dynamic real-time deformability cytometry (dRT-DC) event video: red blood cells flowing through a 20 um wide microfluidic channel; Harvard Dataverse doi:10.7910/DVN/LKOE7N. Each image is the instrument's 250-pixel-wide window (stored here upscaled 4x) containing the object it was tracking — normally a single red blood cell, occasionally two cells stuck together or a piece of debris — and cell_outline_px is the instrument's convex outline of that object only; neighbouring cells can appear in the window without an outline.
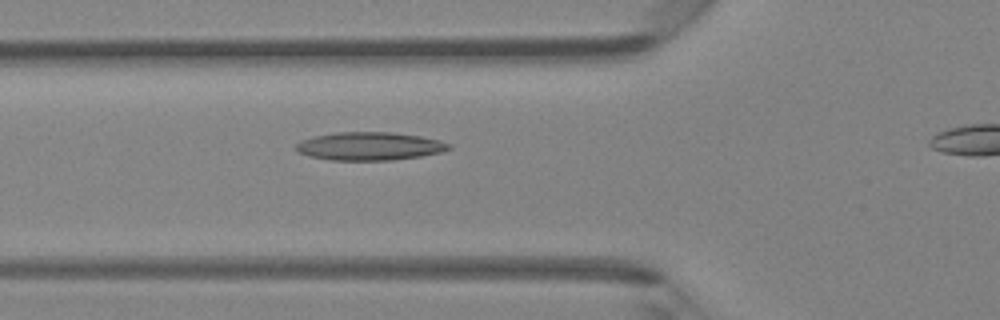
{"species": "Egyptian fruit bat (a non-hibernating species)", "species_latin": "Rousettus aegyptiacus", "temperature_condition": "room temperature", "stored_images_in_passage": 28, "camera_frame_rate_fps": 3000, "um_per_image_px": 0.085, "animal": {"sex": "female"}, "frame": {"image": 1, "passage_image": 4, "time_ms": 1.0, "image_size_px": [1000, 320], "cell_outline_px": [[452, 148], [440, 152], [420, 156], [392, 160], [328, 160], [308, 156], [300, 152], [296, 148], [296, 144], [300, 140], [316, 136], [336, 132], [392, 132], [420, 136], [440, 140], [452, 144]], "centroid_in_image_um": [31.43, 12.42], "position_along_channel_um": 94.4, "area_um2": 25.09}}
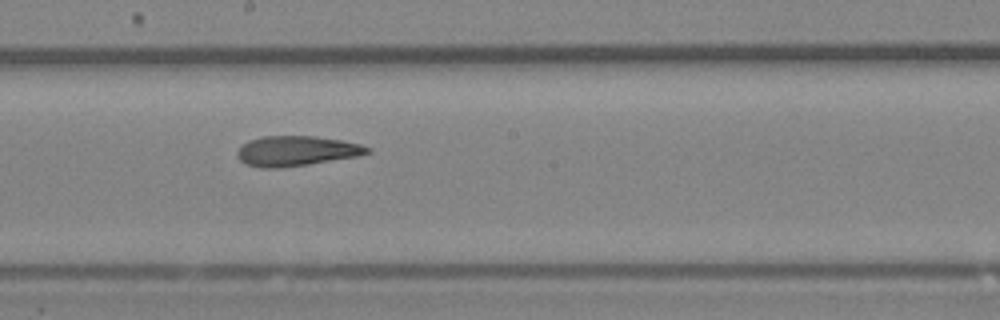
{"frame": {"image": 2, "passage_image": 13, "time_ms": 4.0, "image_size_px": [1000, 320], "cell_outline_px": [[372, 152], [360, 156], [308, 164], [280, 168], [260, 168], [244, 164], [236, 156], [236, 152], [248, 140], [264, 136], [316, 136], [340, 140], [360, 144], [372, 148]], "centroid_in_image_um": [25.2, 12.84], "position_along_channel_um": 223.0, "area_um2": 22.95}}
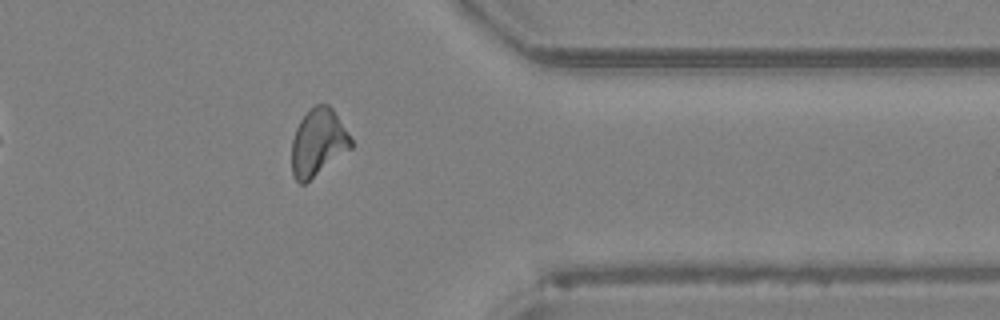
{"frame": {"image": 3, "passage_image": 25, "time_ms": 8.0, "image_size_px": [1000, 320], "cell_outline_px": [[352, 148], [304, 184], [300, 184], [292, 176], [292, 140], [296, 128], [300, 120], [316, 104], [328, 104], [332, 108], [352, 140]], "centroid_in_image_um": [27.02, 12.13], "position_along_channel_um": 384.4, "area_um2": 22.89}}